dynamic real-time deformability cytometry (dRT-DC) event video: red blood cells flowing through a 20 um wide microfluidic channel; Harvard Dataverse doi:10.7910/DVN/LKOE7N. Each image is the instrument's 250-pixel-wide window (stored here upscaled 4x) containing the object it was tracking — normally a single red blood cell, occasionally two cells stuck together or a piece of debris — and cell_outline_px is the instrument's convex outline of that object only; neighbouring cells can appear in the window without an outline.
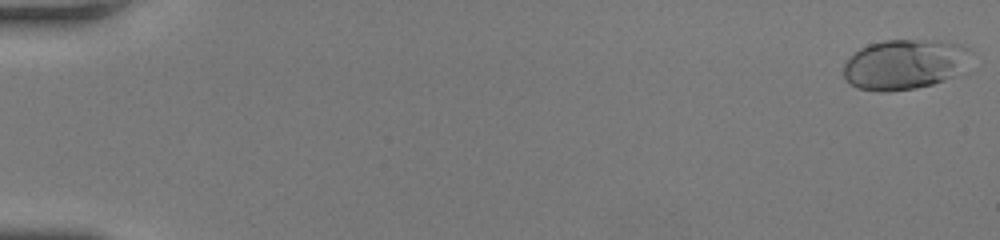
{"species": "human", "species_latin": "Homo sapiens", "temperature_condition": "room temperature", "stored_images_in_passage": 52, "camera_frame_rate_fps": 3000, "um_per_image_px": 0.085, "donor": {"sex": "female"}, "frame": {"image": 1, "passage_image": 1, "time_ms": 0.0, "image_size_px": [1000, 240], "cell_outline_px": [[968, 48], [960, 72], [944, 80], [932, 84], [916, 88], [888, 92], [880, 92], [856, 88], [844, 76], [844, 64], [860, 48], [868, 44], [884, 40], [936, 40], [956, 44]], "centroid_in_image_um": [76.8, 5.48], "position_along_channel_um": 8.2, "area_um2": 36.47}}
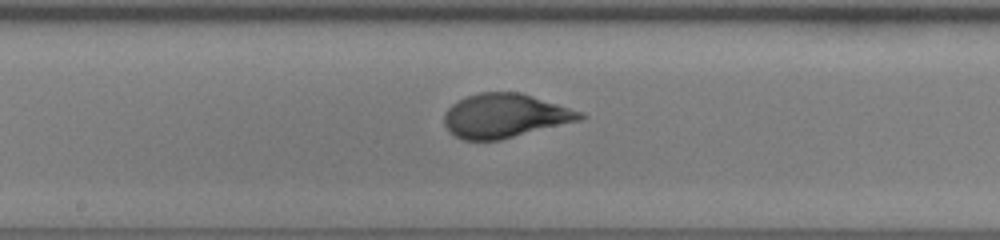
{"frame": {"image": 2, "passage_image": 29, "time_ms": 9.333, "image_size_px": [1000, 240], "cell_outline_px": [[588, 116], [580, 120], [500, 140], [464, 140], [448, 132], [444, 124], [444, 116], [448, 108], [452, 104], [468, 96], [480, 92], [520, 92], [584, 112]], "centroid_in_image_um": [42.93, 9.84], "position_along_channel_um": 205.3, "area_um2": 34.74}}
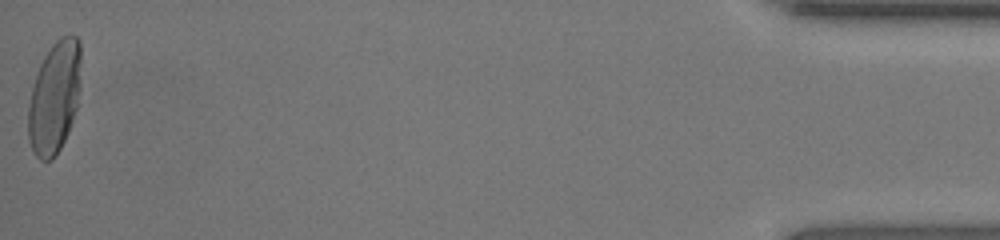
{"frame": {"image": 3, "passage_image": 52, "time_ms": 17.0, "image_size_px": [1000, 240], "cell_outline_px": [[80, 92], [76, 108], [68, 132], [60, 148], [52, 160], [40, 160], [32, 152], [28, 140], [28, 104], [32, 88], [40, 64], [44, 56], [52, 44], [60, 36], [76, 36], [80, 40]], "centroid_in_image_um": [4.62, 8.28], "position_along_channel_um": 430.6, "area_um2": 34.56}, "authors_computed_cell_mechanics": {"area_um2": 34.4199, "velocity_mm_per_s": 4.1104, "shape_relaxation_time_tau1_ms": 3.6632, "shape_relaxation_time_tau2_ms": null, "deformation_change_tau1": 0.1945, "deformation_change_tau2": null}}